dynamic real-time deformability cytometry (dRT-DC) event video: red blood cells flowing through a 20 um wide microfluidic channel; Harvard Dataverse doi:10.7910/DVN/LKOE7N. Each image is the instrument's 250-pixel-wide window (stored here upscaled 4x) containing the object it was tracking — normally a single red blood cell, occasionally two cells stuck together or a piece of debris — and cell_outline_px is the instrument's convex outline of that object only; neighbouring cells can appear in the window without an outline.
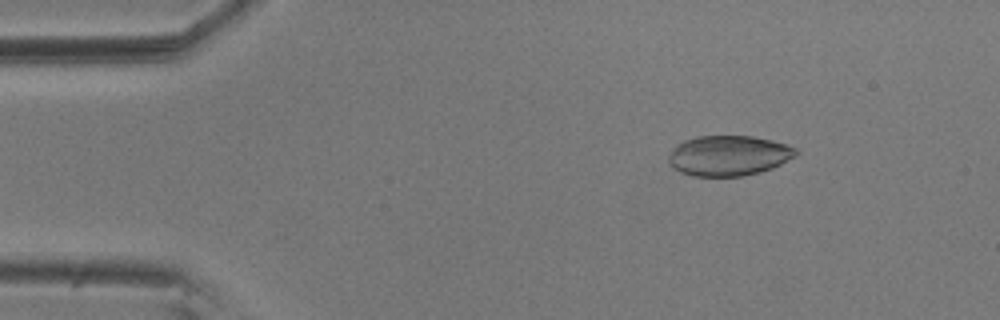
{"species": "common noctule bat (a hibernating species)", "species_latin": "Nyctalus noctula", "temperature_condition": "room temperature", "stored_images_in_passage": 54, "camera_frame_rate_fps": 3000, "um_per_image_px": 0.085, "animal": {"sex": "male", "body_mass_g": 20.5, "forearm_length_mm": 52.5}, "frame": {"image": 1, "passage_image": 7, "time_ms": 2.0, "image_size_px": [1000, 320], "cell_outline_px": [[800, 152], [796, 156], [772, 168], [760, 172], [740, 176], [692, 176], [680, 172], [672, 168], [668, 164], [668, 156], [676, 144], [684, 140], [696, 136], [752, 136], [772, 140], [796, 148]], "centroid_in_image_um": [61.91, 13.23], "position_along_channel_um": 23.1, "area_um2": 30.06}}
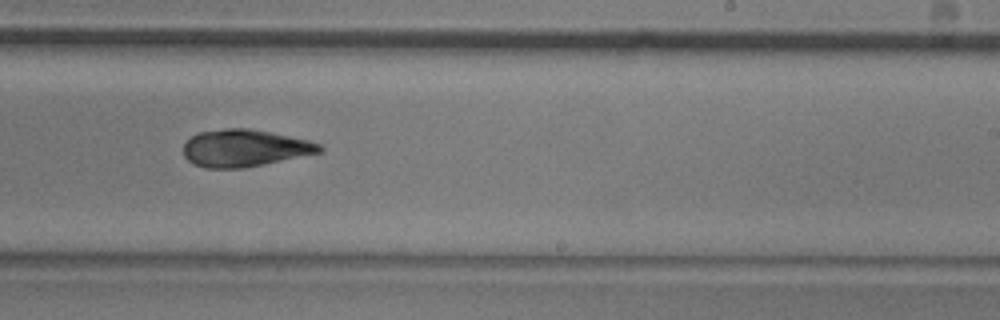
{"frame": {"image": 2, "passage_image": 33, "time_ms": 10.667, "image_size_px": [1000, 320], "cell_outline_px": [[324, 148], [320, 152], [244, 168], [204, 168], [192, 164], [184, 156], [184, 144], [192, 136], [200, 132], [228, 128], [248, 128], [272, 132], [308, 140], [320, 144]], "centroid_in_image_um": [20.77, 12.59], "position_along_channel_um": 268.2, "area_um2": 29.3}}
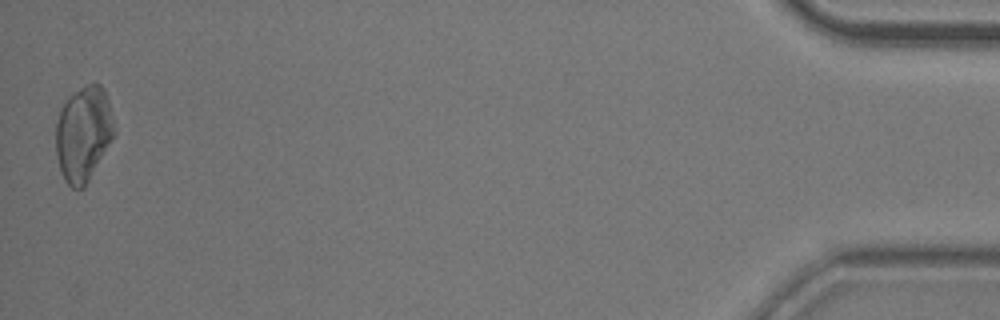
{"frame": {"image": 3, "passage_image": 54, "time_ms": 17.667, "image_size_px": [1000, 320], "cell_outline_px": [[116, 132], [84, 188], [72, 188], [68, 184], [60, 168], [56, 156], [56, 124], [60, 108], [68, 96], [88, 84], [100, 84], [104, 88], [108, 100]], "centroid_in_image_um": [7.09, 11.35], "position_along_channel_um": 428.1, "area_um2": 32.08}}